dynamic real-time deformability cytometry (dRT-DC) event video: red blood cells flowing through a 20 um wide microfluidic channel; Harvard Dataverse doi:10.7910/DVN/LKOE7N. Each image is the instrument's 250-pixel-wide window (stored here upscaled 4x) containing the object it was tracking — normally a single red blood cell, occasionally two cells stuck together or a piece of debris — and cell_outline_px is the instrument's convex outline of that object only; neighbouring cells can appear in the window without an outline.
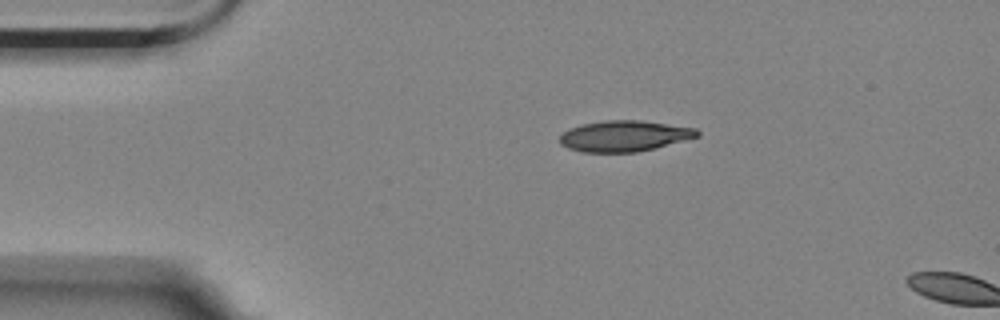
{"species": "Egyptian fruit bat (a non-hibernating species)", "species_latin": "Rousettus aegyptiacus", "temperature_condition": "room temperature", "stored_images_in_passage": 2, "camera_frame_rate_fps": 3000, "um_per_image_px": 0.085, "animal": {"sex": "female"}, "frame": {"image": 1, "passage_image": 1, "time_ms": 0.0, "image_size_px": [1000, 320], "cell_outline_px": [[700, 136], [636, 152], [584, 152], [568, 148], [560, 144], [560, 136], [564, 132], [572, 128], [584, 124], [604, 120], [640, 120], [696, 128], [700, 132]], "centroid_in_image_um": [53.07, 11.55], "position_along_channel_um": 31.9, "area_um2": 24.39}}